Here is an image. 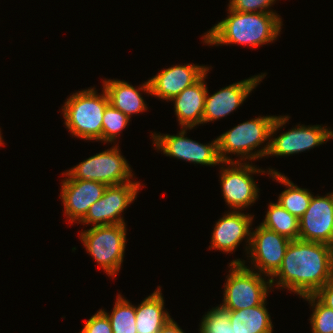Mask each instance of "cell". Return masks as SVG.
I'll use <instances>...</instances> for the list:
<instances>
[{"mask_svg":"<svg viewBox=\"0 0 333 333\" xmlns=\"http://www.w3.org/2000/svg\"><path fill=\"white\" fill-rule=\"evenodd\" d=\"M331 280L333 246L299 239L291 240L281 267L270 278L271 286L277 281L276 288L289 289L301 297L314 295Z\"/></svg>","mask_w":333,"mask_h":333,"instance_id":"obj_1","label":"cell"},{"mask_svg":"<svg viewBox=\"0 0 333 333\" xmlns=\"http://www.w3.org/2000/svg\"><path fill=\"white\" fill-rule=\"evenodd\" d=\"M228 16L205 35V44H244L258 47L273 42L281 31L282 18L277 13L238 12L228 7Z\"/></svg>","mask_w":333,"mask_h":333,"instance_id":"obj_2","label":"cell"},{"mask_svg":"<svg viewBox=\"0 0 333 333\" xmlns=\"http://www.w3.org/2000/svg\"><path fill=\"white\" fill-rule=\"evenodd\" d=\"M289 116H259L246 122L236 125L232 129L226 131L217 137L218 151L222 162H235L227 154H237L240 159L236 162H242L249 159L256 160L267 155L269 149V139L273 137L275 132L285 125ZM265 141L261 149L252 152L255 148H259Z\"/></svg>","mask_w":333,"mask_h":333,"instance_id":"obj_3","label":"cell"},{"mask_svg":"<svg viewBox=\"0 0 333 333\" xmlns=\"http://www.w3.org/2000/svg\"><path fill=\"white\" fill-rule=\"evenodd\" d=\"M108 104L104 88L100 95L94 88L77 91L66 99L62 107L66 128L72 136L102 141V121Z\"/></svg>","mask_w":333,"mask_h":333,"instance_id":"obj_4","label":"cell"},{"mask_svg":"<svg viewBox=\"0 0 333 333\" xmlns=\"http://www.w3.org/2000/svg\"><path fill=\"white\" fill-rule=\"evenodd\" d=\"M229 266L221 305L227 310H241L262 304L272 288L270 278L266 282L263 274L245 265V260L235 259Z\"/></svg>","mask_w":333,"mask_h":333,"instance_id":"obj_5","label":"cell"},{"mask_svg":"<svg viewBox=\"0 0 333 333\" xmlns=\"http://www.w3.org/2000/svg\"><path fill=\"white\" fill-rule=\"evenodd\" d=\"M126 230V224H112L94 226L80 233V240L87 252L108 276L115 277L122 266Z\"/></svg>","mask_w":333,"mask_h":333,"instance_id":"obj_6","label":"cell"},{"mask_svg":"<svg viewBox=\"0 0 333 333\" xmlns=\"http://www.w3.org/2000/svg\"><path fill=\"white\" fill-rule=\"evenodd\" d=\"M66 173L72 179L98 181L107 186L128 183L133 178L127 160L116 145L87 158Z\"/></svg>","mask_w":333,"mask_h":333,"instance_id":"obj_7","label":"cell"},{"mask_svg":"<svg viewBox=\"0 0 333 333\" xmlns=\"http://www.w3.org/2000/svg\"><path fill=\"white\" fill-rule=\"evenodd\" d=\"M140 182L109 185L103 196L93 203L79 222L94 226L125 224L121 213L137 198Z\"/></svg>","mask_w":333,"mask_h":333,"instance_id":"obj_8","label":"cell"},{"mask_svg":"<svg viewBox=\"0 0 333 333\" xmlns=\"http://www.w3.org/2000/svg\"><path fill=\"white\" fill-rule=\"evenodd\" d=\"M222 164L229 166L221 167L220 171V183L226 205L234 211H240L252 203L254 204L259 197V188H257L252 174H263L265 171L245 162H222Z\"/></svg>","mask_w":333,"mask_h":333,"instance_id":"obj_9","label":"cell"},{"mask_svg":"<svg viewBox=\"0 0 333 333\" xmlns=\"http://www.w3.org/2000/svg\"><path fill=\"white\" fill-rule=\"evenodd\" d=\"M187 129L182 127L178 135L153 133V143L157 150L163 151L166 156L192 162L194 164L214 166L222 163L218 151L217 138L208 144H201L185 137Z\"/></svg>","mask_w":333,"mask_h":333,"instance_id":"obj_10","label":"cell"},{"mask_svg":"<svg viewBox=\"0 0 333 333\" xmlns=\"http://www.w3.org/2000/svg\"><path fill=\"white\" fill-rule=\"evenodd\" d=\"M290 242L289 238L260 224L251 232L250 245L245 250L255 269L271 278L281 267Z\"/></svg>","mask_w":333,"mask_h":333,"instance_id":"obj_11","label":"cell"},{"mask_svg":"<svg viewBox=\"0 0 333 333\" xmlns=\"http://www.w3.org/2000/svg\"><path fill=\"white\" fill-rule=\"evenodd\" d=\"M299 240L333 246V192L312 195L306 212L299 218Z\"/></svg>","mask_w":333,"mask_h":333,"instance_id":"obj_12","label":"cell"},{"mask_svg":"<svg viewBox=\"0 0 333 333\" xmlns=\"http://www.w3.org/2000/svg\"><path fill=\"white\" fill-rule=\"evenodd\" d=\"M62 181L60 198L64 204V214L72 224L79 223L89 207L99 200L107 185L98 181L72 179L67 173ZM78 221V222H77Z\"/></svg>","mask_w":333,"mask_h":333,"instance_id":"obj_13","label":"cell"},{"mask_svg":"<svg viewBox=\"0 0 333 333\" xmlns=\"http://www.w3.org/2000/svg\"><path fill=\"white\" fill-rule=\"evenodd\" d=\"M266 76L254 75L237 83L221 88L211 96L206 93L202 124L224 118L246 100L248 95Z\"/></svg>","mask_w":333,"mask_h":333,"instance_id":"obj_14","label":"cell"},{"mask_svg":"<svg viewBox=\"0 0 333 333\" xmlns=\"http://www.w3.org/2000/svg\"><path fill=\"white\" fill-rule=\"evenodd\" d=\"M333 139V130L320 125L305 126L298 124L277 138L270 139L267 157L289 156L304 152Z\"/></svg>","mask_w":333,"mask_h":333,"instance_id":"obj_15","label":"cell"},{"mask_svg":"<svg viewBox=\"0 0 333 333\" xmlns=\"http://www.w3.org/2000/svg\"><path fill=\"white\" fill-rule=\"evenodd\" d=\"M209 70L207 66L195 64H180L163 69L149 79L151 95L163 100H172Z\"/></svg>","mask_w":333,"mask_h":333,"instance_id":"obj_16","label":"cell"},{"mask_svg":"<svg viewBox=\"0 0 333 333\" xmlns=\"http://www.w3.org/2000/svg\"><path fill=\"white\" fill-rule=\"evenodd\" d=\"M253 217L254 215L234 210L225 214L215 224L209 248L231 253L244 238L247 240V245H250Z\"/></svg>","mask_w":333,"mask_h":333,"instance_id":"obj_17","label":"cell"},{"mask_svg":"<svg viewBox=\"0 0 333 333\" xmlns=\"http://www.w3.org/2000/svg\"><path fill=\"white\" fill-rule=\"evenodd\" d=\"M208 71L193 85L185 88L170 101H174L175 114L179 125L193 128L202 124L207 85L205 78Z\"/></svg>","mask_w":333,"mask_h":333,"instance_id":"obj_18","label":"cell"},{"mask_svg":"<svg viewBox=\"0 0 333 333\" xmlns=\"http://www.w3.org/2000/svg\"><path fill=\"white\" fill-rule=\"evenodd\" d=\"M103 88L107 93L109 103L123 112L128 118L131 115L138 114L147 110L140 91L143 90L151 95V87L149 80L145 81L139 88L133 87L129 82L122 80H103Z\"/></svg>","mask_w":333,"mask_h":333,"instance_id":"obj_19","label":"cell"},{"mask_svg":"<svg viewBox=\"0 0 333 333\" xmlns=\"http://www.w3.org/2000/svg\"><path fill=\"white\" fill-rule=\"evenodd\" d=\"M164 309V298L161 287L158 286L151 295L136 307L137 333H158L171 319L168 311Z\"/></svg>","mask_w":333,"mask_h":333,"instance_id":"obj_20","label":"cell"},{"mask_svg":"<svg viewBox=\"0 0 333 333\" xmlns=\"http://www.w3.org/2000/svg\"><path fill=\"white\" fill-rule=\"evenodd\" d=\"M266 303L265 300L258 306L228 310L234 333H272L273 324Z\"/></svg>","mask_w":333,"mask_h":333,"instance_id":"obj_21","label":"cell"},{"mask_svg":"<svg viewBox=\"0 0 333 333\" xmlns=\"http://www.w3.org/2000/svg\"><path fill=\"white\" fill-rule=\"evenodd\" d=\"M267 172L274 180L288 187L279 195L277 202L299 219L306 212L313 194L294 185L287 176L276 170L269 168Z\"/></svg>","mask_w":333,"mask_h":333,"instance_id":"obj_22","label":"cell"},{"mask_svg":"<svg viewBox=\"0 0 333 333\" xmlns=\"http://www.w3.org/2000/svg\"><path fill=\"white\" fill-rule=\"evenodd\" d=\"M262 226L281 234L290 240L299 239V219L278 202L269 203Z\"/></svg>","mask_w":333,"mask_h":333,"instance_id":"obj_23","label":"cell"},{"mask_svg":"<svg viewBox=\"0 0 333 333\" xmlns=\"http://www.w3.org/2000/svg\"><path fill=\"white\" fill-rule=\"evenodd\" d=\"M109 318L113 333H137L136 307L118 294L111 314L101 309Z\"/></svg>","mask_w":333,"mask_h":333,"instance_id":"obj_24","label":"cell"},{"mask_svg":"<svg viewBox=\"0 0 333 333\" xmlns=\"http://www.w3.org/2000/svg\"><path fill=\"white\" fill-rule=\"evenodd\" d=\"M130 118L123 112L113 107L110 103L106 106L102 121V141L114 142L117 135L128 126Z\"/></svg>","mask_w":333,"mask_h":333,"instance_id":"obj_25","label":"cell"},{"mask_svg":"<svg viewBox=\"0 0 333 333\" xmlns=\"http://www.w3.org/2000/svg\"><path fill=\"white\" fill-rule=\"evenodd\" d=\"M313 306L310 317L312 333H333V309L324 305L315 295L302 297Z\"/></svg>","mask_w":333,"mask_h":333,"instance_id":"obj_26","label":"cell"},{"mask_svg":"<svg viewBox=\"0 0 333 333\" xmlns=\"http://www.w3.org/2000/svg\"><path fill=\"white\" fill-rule=\"evenodd\" d=\"M199 333H234L228 310L221 304L203 316Z\"/></svg>","mask_w":333,"mask_h":333,"instance_id":"obj_27","label":"cell"},{"mask_svg":"<svg viewBox=\"0 0 333 333\" xmlns=\"http://www.w3.org/2000/svg\"><path fill=\"white\" fill-rule=\"evenodd\" d=\"M276 0H230L229 8L238 12L276 13L270 9ZM267 9V10H266Z\"/></svg>","mask_w":333,"mask_h":333,"instance_id":"obj_28","label":"cell"},{"mask_svg":"<svg viewBox=\"0 0 333 333\" xmlns=\"http://www.w3.org/2000/svg\"><path fill=\"white\" fill-rule=\"evenodd\" d=\"M80 333H113L111 323L107 315L100 309L89 320Z\"/></svg>","mask_w":333,"mask_h":333,"instance_id":"obj_29","label":"cell"},{"mask_svg":"<svg viewBox=\"0 0 333 333\" xmlns=\"http://www.w3.org/2000/svg\"><path fill=\"white\" fill-rule=\"evenodd\" d=\"M324 305L333 309V280L327 282L314 294Z\"/></svg>","mask_w":333,"mask_h":333,"instance_id":"obj_30","label":"cell"},{"mask_svg":"<svg viewBox=\"0 0 333 333\" xmlns=\"http://www.w3.org/2000/svg\"><path fill=\"white\" fill-rule=\"evenodd\" d=\"M158 333H184L178 324L171 318Z\"/></svg>","mask_w":333,"mask_h":333,"instance_id":"obj_31","label":"cell"},{"mask_svg":"<svg viewBox=\"0 0 333 333\" xmlns=\"http://www.w3.org/2000/svg\"><path fill=\"white\" fill-rule=\"evenodd\" d=\"M2 137L3 136H1V130H0V146L4 144V142L2 141Z\"/></svg>","mask_w":333,"mask_h":333,"instance_id":"obj_32","label":"cell"}]
</instances>
